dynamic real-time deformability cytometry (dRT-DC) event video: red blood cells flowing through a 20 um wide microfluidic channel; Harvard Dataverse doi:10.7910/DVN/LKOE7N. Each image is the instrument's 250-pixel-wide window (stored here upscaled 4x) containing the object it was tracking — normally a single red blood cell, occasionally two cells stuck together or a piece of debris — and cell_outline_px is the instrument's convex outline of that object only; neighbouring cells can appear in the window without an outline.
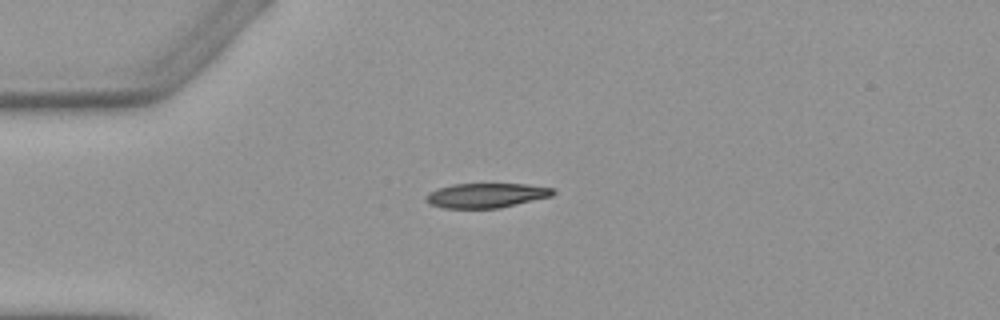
{"species": "Egyptian fruit bat (a non-hibernating species)", "species_latin": "Rousettus aegyptiacus", "temperature_condition": "warm", "stored_images_in_passage": 3, "camera_frame_rate_fps": 3000, "um_per_image_px": 0.085, "animal": {"sex": "female"}, "frame": {"image": 1, "passage_image": 1, "time_ms": 0.0, "image_size_px": [1000, 320], "cell_outline_px": [[556, 192], [552, 196], [500, 208], [444, 208], [432, 204], [424, 200], [424, 196], [428, 192], [436, 188], [452, 184], [528, 184], [556, 188]], "centroid_in_image_um": [41.33, 16.6], "position_along_channel_um": 43.7, "area_um2": 18.44}}
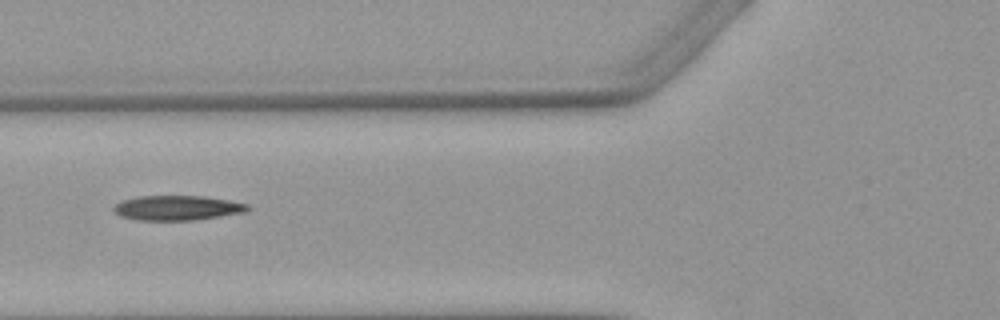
{"frame": {"image": 2, "passage_image": 3, "time_ms": 2.333, "image_size_px": [1000, 320], "cell_outline_px": [[252, 208], [244, 212], [196, 220], [136, 220], [120, 216], [112, 208], [116, 204], [124, 200], [136, 196], [204, 196], [228, 200], [248, 204]], "centroid_in_image_um": [15.07, 17.67], "position_along_channel_um": 110.7, "area_um2": 19.31}}